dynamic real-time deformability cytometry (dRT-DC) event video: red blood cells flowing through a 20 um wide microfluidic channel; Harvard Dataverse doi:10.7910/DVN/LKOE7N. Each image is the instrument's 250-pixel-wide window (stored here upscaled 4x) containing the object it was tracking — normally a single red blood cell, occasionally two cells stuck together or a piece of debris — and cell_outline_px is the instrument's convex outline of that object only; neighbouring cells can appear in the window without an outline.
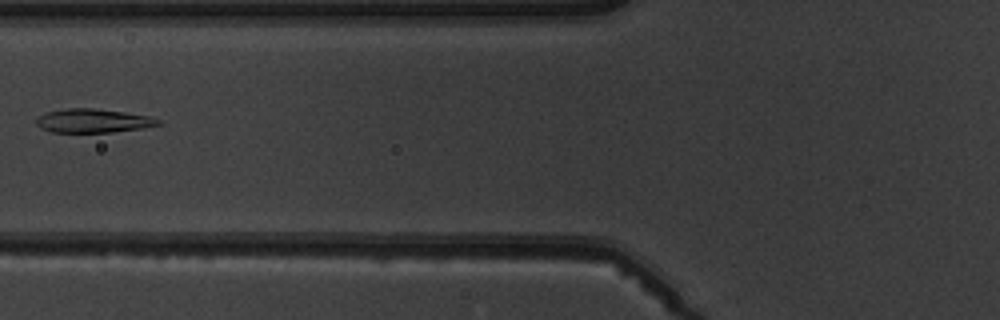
{"species": "common noctule bat (a hibernating species)", "species_latin": "Nyctalus noctula", "temperature_condition": "warm", "stored_images_in_passage": 7, "camera_frame_rate_fps": 3000, "um_per_image_px": 0.085, "animal": {"sex": "male", "body_mass_g": 19.5, "forearm_length_mm": 54.6}, "frame": {"image": 1, "passage_image": 6, "time_ms": 7.0, "image_size_px": [1000, 320], "cell_outline_px": [[164, 124], [140, 128], [112, 132], [52, 132], [40, 128], [36, 124], [36, 120], [40, 116], [48, 112], [68, 108], [92, 108], [124, 112], [148, 116], [160, 120]], "centroid_in_image_um": [7.92, 10.27], "position_along_channel_um": 117.9, "area_um2": 16.7}}
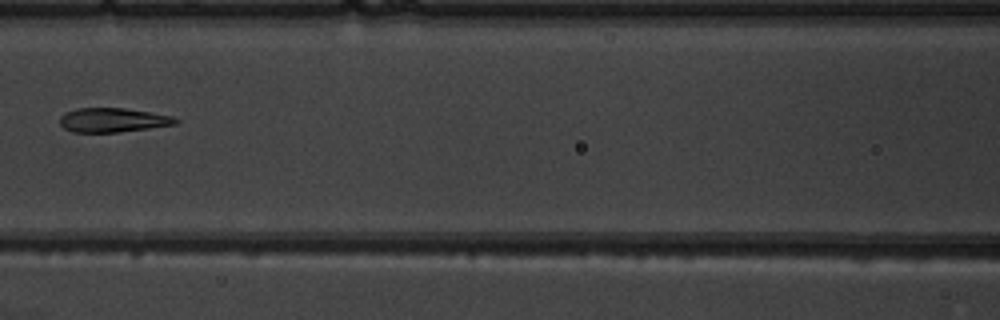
{"frame": {"image": 2, "passage_image": 7, "time_ms": 8.0, "image_size_px": [1000, 320], "cell_outline_px": [[180, 124], [120, 132], [72, 132], [64, 128], [60, 124], [60, 116], [64, 112], [76, 108], [124, 108], [172, 116], [180, 120]], "centroid_in_image_um": [9.6, 10.21], "position_along_channel_um": 157.0, "area_um2": 16.47}}